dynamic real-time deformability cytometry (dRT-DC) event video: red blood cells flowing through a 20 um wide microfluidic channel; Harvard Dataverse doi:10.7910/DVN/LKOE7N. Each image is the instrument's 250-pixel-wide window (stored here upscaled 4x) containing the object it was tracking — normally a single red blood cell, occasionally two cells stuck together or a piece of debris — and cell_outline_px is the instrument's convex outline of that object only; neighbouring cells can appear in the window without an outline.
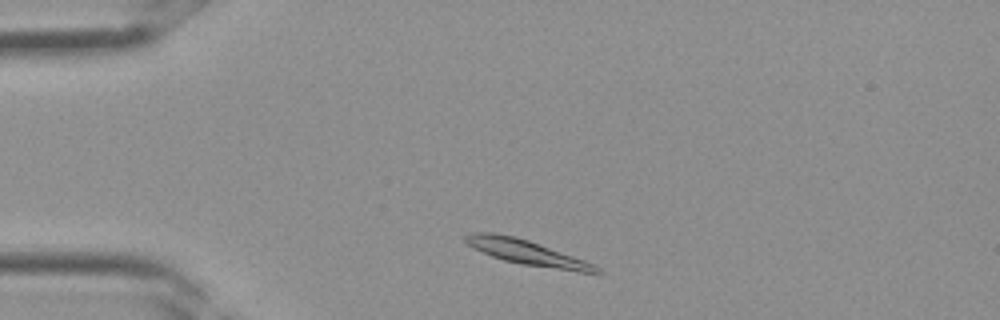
{"species": "Egyptian fruit bat (a non-hibernating species)", "species_latin": "Rousettus aegyptiacus", "temperature_condition": "room temperature", "stored_images_in_passage": 30, "camera_frame_rate_fps": 3000, "um_per_image_px": 0.085, "frame": {"image": 1, "passage_image": 3, "time_ms": 0.667, "image_size_px": [1000, 320], "cell_outline_px": [[604, 272], [580, 272], [520, 264], [504, 260], [492, 256], [468, 244], [464, 240], [464, 236], [468, 232], [492, 232], [516, 236], [528, 240], [596, 264]], "centroid_in_image_um": [44.8, 21.45], "position_along_channel_um": 40.2, "area_um2": 18.84}}
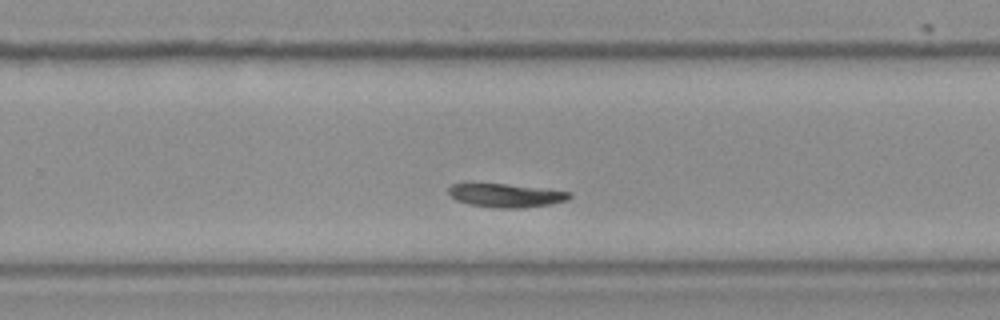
{"frame": {"image": 2, "passage_image": 18, "time_ms": 5.667, "image_size_px": [1000, 320], "cell_outline_px": [[572, 196], [568, 200], [552, 204], [520, 208], [496, 208], [468, 204], [456, 200], [448, 192], [448, 188], [452, 184], [508, 184], [548, 188], [572, 192]], "centroid_in_image_um": [43.09, 16.61], "position_along_channel_um": 286.7, "area_um2": 16.76}}
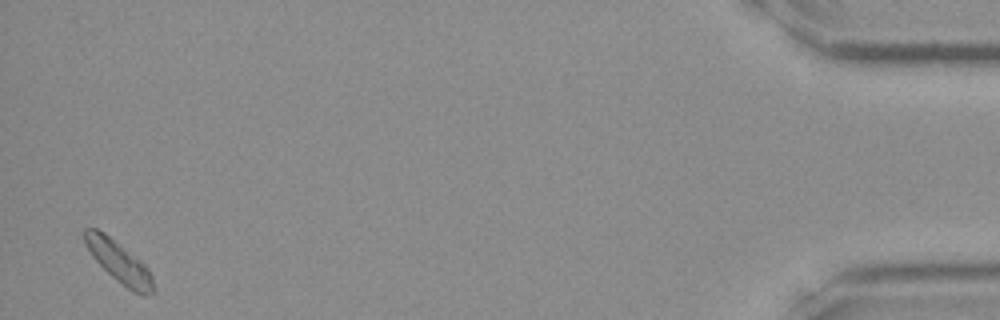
{"frame": {"image": 3, "passage_image": 30, "time_ms": 9.667, "image_size_px": [1000, 320], "cell_outline_px": [[156, 292], [144, 296], [132, 292], [116, 280], [92, 256], [84, 244], [84, 228], [96, 228], [104, 232], [140, 260], [148, 268], [152, 276], [156, 288]], "centroid_in_image_um": [10.15, 22.3], "position_along_channel_um": 425.1, "area_um2": 16.65}}